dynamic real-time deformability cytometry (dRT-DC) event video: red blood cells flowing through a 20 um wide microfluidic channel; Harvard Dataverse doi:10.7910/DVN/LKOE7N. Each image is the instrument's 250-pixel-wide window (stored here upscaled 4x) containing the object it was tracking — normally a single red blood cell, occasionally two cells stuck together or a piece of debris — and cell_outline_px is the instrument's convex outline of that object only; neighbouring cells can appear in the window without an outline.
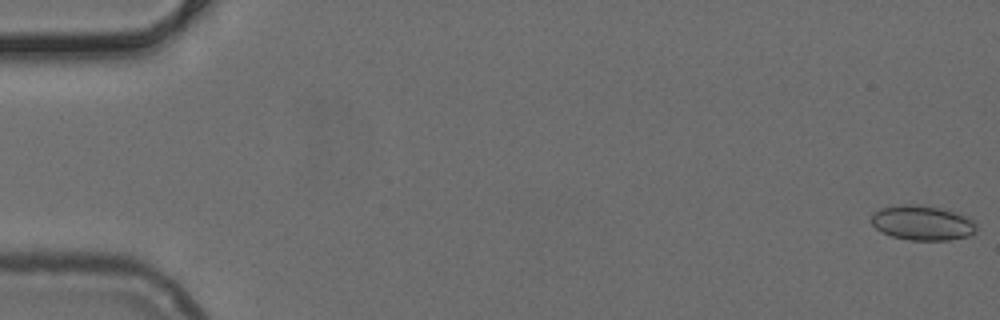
{"species": "common noctule bat (a hibernating species)", "species_latin": "Nyctalus noctula", "temperature_condition": "cold", "stored_images_in_passage": 51, "camera_frame_rate_fps": 3000, "um_per_image_px": 0.085, "animal": {"sex": "female", "body_mass_g": 24.6, "forearm_length_mm": 56.2}, "frame": {"image": 1, "passage_image": 1, "time_ms": 0.0, "image_size_px": [1000, 320], "cell_outline_px": [[976, 232], [972, 236], [948, 240], [908, 240], [892, 236], [876, 228], [872, 224], [872, 212], [880, 208], [904, 204], [920, 204], [940, 208], [972, 216], [976, 220]], "centroid_in_image_um": [78.48, 18.93], "position_along_channel_um": 6.5, "area_um2": 21.73}}
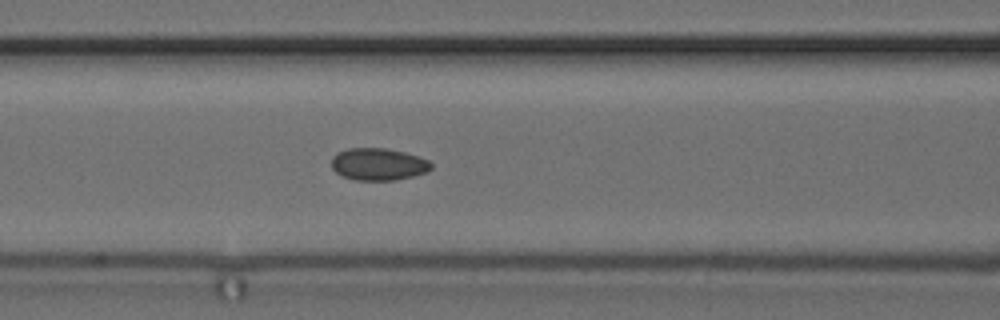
{"frame": {"image": 2, "passage_image": 22, "time_ms": 7.0, "image_size_px": [1000, 320], "cell_outline_px": [[432, 168], [428, 172], [396, 180], [356, 180], [344, 176], [336, 172], [332, 168], [332, 156], [336, 152], [348, 148], [384, 148], [404, 152], [428, 160], [432, 164]], "centroid_in_image_um": [32.15, 13.95], "position_along_channel_um": 134.4, "area_um2": 18.67}}
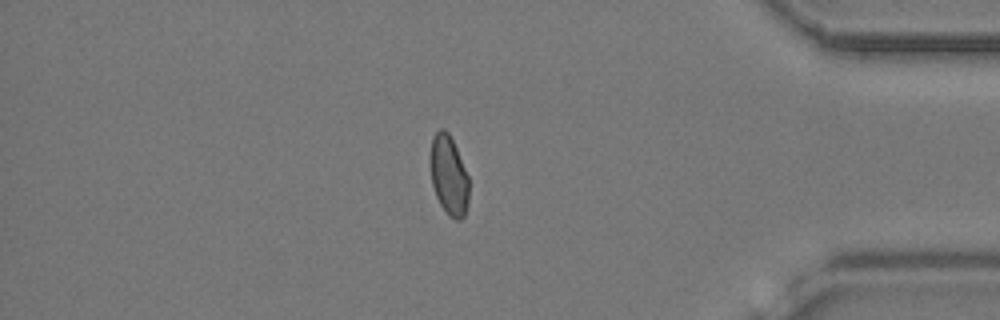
{"frame": {"image": 3, "passage_image": 44, "time_ms": 14.333, "image_size_px": [1000, 320], "cell_outline_px": [[468, 200], [464, 216], [460, 220], [456, 220], [448, 216], [440, 204], [436, 196], [432, 184], [432, 136], [440, 128], [444, 128], [448, 132], [456, 148], [468, 176]], "centroid_in_image_um": [38.16, 14.94], "position_along_channel_um": 397.0, "area_um2": 17.46}}